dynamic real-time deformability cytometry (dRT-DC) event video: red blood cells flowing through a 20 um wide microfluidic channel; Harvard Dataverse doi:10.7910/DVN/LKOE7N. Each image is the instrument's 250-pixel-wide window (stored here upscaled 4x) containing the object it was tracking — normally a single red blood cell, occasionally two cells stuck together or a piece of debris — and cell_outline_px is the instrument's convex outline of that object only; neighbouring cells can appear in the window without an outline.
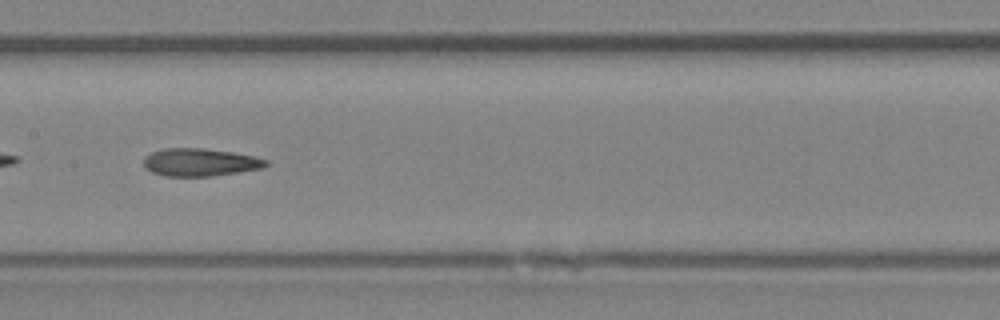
{"species": "Egyptian fruit bat (a non-hibernating species)", "species_latin": "Rousettus aegyptiacus", "temperature_condition": "room temperature", "stored_images_in_passage": 34, "camera_frame_rate_fps": 3000, "um_per_image_px": 0.085, "animal": {"sex": "female"}, "frame": {"image": 1, "passage_image": 10, "time_ms": 3.0, "image_size_px": [1000, 320], "cell_outline_px": [[268, 164], [264, 168], [212, 176], [164, 176], [152, 172], [144, 164], [144, 156], [152, 152], [164, 148], [204, 148], [232, 152], [256, 156], [268, 160]], "centroid_in_image_um": [17.04, 13.79], "position_along_channel_um": 190.4, "area_um2": 19.83}, "authors_computed_cell_mechanics": {"area_um2": 19.8254, "velocity_mm_per_s": 4.3099, "shape_relaxation_time_tau1_ms": null, "shape_relaxation_time_tau2_ms": 3.4113, "deformation_change_tau1": null, "deformation_change_tau2": 0.1463}}